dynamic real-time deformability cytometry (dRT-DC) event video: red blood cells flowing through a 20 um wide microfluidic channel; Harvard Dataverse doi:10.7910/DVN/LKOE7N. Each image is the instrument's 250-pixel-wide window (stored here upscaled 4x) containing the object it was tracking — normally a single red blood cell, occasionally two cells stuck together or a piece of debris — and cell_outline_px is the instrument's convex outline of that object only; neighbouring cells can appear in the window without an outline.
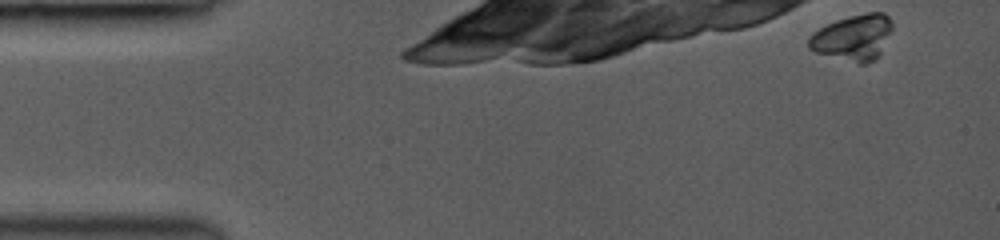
{"species": "common noctule bat (a hibernating species)", "species_latin": "Nyctalus noctula", "temperature_condition": "room temperature", "stored_images_in_passage": 6, "camera_frame_rate_fps": 3000, "um_per_image_px": 0.085, "animal": {"sex": "female", "body_mass_g": 19.0, "forearm_length_mm": 53.3}, "frame": {"image": 1, "passage_image": 1, "time_ms": 0.0, "image_size_px": [1000, 240], "cell_outline_px": [[892, 28], [880, 56], [876, 60], [864, 64], [860, 64], [816, 52], [808, 48], [808, 36], [812, 32], [836, 20], [848, 16], [868, 12], [884, 12], [888, 16], [892, 24]], "centroid_in_image_um": [72.52, 3.19], "position_along_channel_um": 12.5, "area_um2": 22.43}}